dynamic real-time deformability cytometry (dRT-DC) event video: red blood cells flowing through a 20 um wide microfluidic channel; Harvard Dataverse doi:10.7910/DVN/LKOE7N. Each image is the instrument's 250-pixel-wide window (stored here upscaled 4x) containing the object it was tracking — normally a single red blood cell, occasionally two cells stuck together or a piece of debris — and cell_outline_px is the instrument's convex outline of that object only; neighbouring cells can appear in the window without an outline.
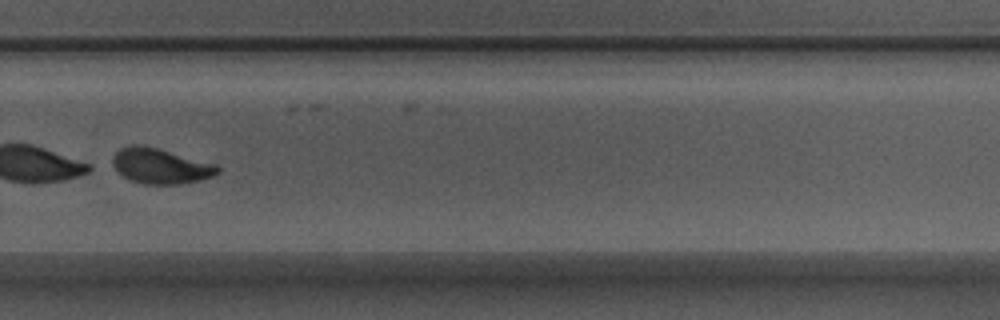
{"species": "Egyptian fruit bat (a non-hibernating species)", "species_latin": "Rousettus aegyptiacus", "temperature_condition": "warm", "stored_images_in_passage": 47, "camera_frame_rate_fps": 3000, "um_per_image_px": 0.085, "animal": {"sex": "male"}, "frame": {"image": 1, "passage_image": 29, "time_ms": 9.333, "image_size_px": [1000, 320], "cell_outline_px": [[220, 172], [212, 176], [200, 180], [180, 184], [144, 184], [128, 180], [108, 164], [112, 156], [120, 148], [132, 144], [136, 144], [156, 148], [216, 164], [220, 168]], "centroid_in_image_um": [13.57, 14.12], "position_along_channel_um": 316.2, "area_um2": 21.79}}